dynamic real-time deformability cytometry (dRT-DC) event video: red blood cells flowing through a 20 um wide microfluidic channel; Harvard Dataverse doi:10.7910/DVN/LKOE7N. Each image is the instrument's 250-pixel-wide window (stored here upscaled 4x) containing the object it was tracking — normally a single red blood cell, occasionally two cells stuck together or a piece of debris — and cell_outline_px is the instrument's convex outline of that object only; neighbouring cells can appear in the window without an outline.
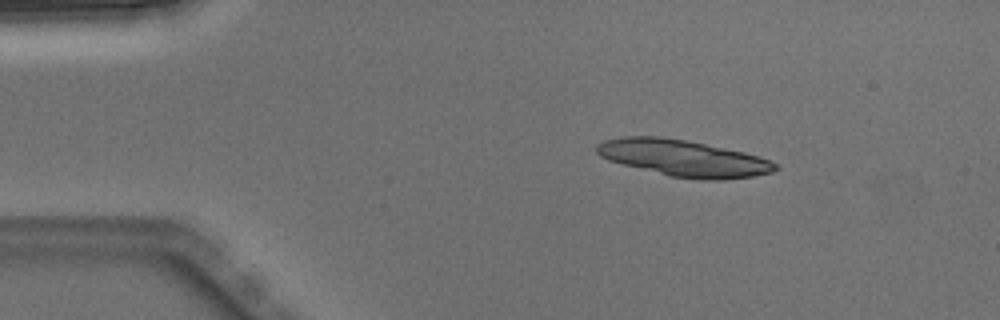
{"species": "Egyptian fruit bat (a non-hibernating species)", "species_latin": "Rousettus aegyptiacus", "temperature_condition": "warm", "stored_images_in_passage": 5, "camera_frame_rate_fps": 3000, "um_per_image_px": 0.085, "animal": {"sex": "male"}, "frame": {"image": 1, "passage_image": 1, "time_ms": 0.0, "image_size_px": [1000, 320], "cell_outline_px": [[780, 168], [772, 172], [752, 176], [724, 180], [704, 180], [672, 176], [608, 160], [600, 156], [596, 152], [596, 144], [604, 140], [620, 136], [660, 136], [684, 140], [744, 152], [768, 160], [776, 164]], "centroid_in_image_um": [58.06, 13.43], "position_along_channel_um": 26.9, "area_um2": 37.51}}
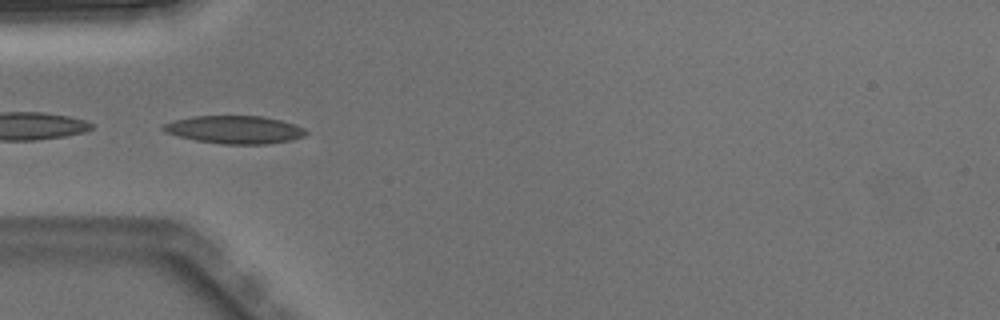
{"frame": {"image": 2, "passage_image": 3, "time_ms": 0.667, "image_size_px": [1000, 320], "cell_outline_px": [[308, 132], [304, 136], [292, 140], [268, 144], [224, 144], [196, 140], [164, 132], [160, 128], [164, 124], [172, 120], [192, 116], [264, 116], [296, 124], [304, 128]], "centroid_in_image_um": [19.96, 11.01], "position_along_channel_um": 65.0, "area_um2": 23.29}}